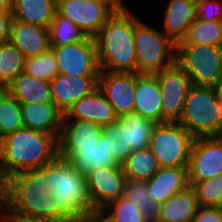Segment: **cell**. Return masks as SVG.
<instances>
[{
	"label": "cell",
	"mask_w": 222,
	"mask_h": 222,
	"mask_svg": "<svg viewBox=\"0 0 222 222\" xmlns=\"http://www.w3.org/2000/svg\"><path fill=\"white\" fill-rule=\"evenodd\" d=\"M4 195V182L0 178V197H3Z\"/></svg>",
	"instance_id": "cell-47"
},
{
	"label": "cell",
	"mask_w": 222,
	"mask_h": 222,
	"mask_svg": "<svg viewBox=\"0 0 222 222\" xmlns=\"http://www.w3.org/2000/svg\"><path fill=\"white\" fill-rule=\"evenodd\" d=\"M12 0H0V13H11Z\"/></svg>",
	"instance_id": "cell-42"
},
{
	"label": "cell",
	"mask_w": 222,
	"mask_h": 222,
	"mask_svg": "<svg viewBox=\"0 0 222 222\" xmlns=\"http://www.w3.org/2000/svg\"><path fill=\"white\" fill-rule=\"evenodd\" d=\"M101 212L110 222H145L147 221L139 210V205L130 202L128 198L120 197L110 202Z\"/></svg>",
	"instance_id": "cell-35"
},
{
	"label": "cell",
	"mask_w": 222,
	"mask_h": 222,
	"mask_svg": "<svg viewBox=\"0 0 222 222\" xmlns=\"http://www.w3.org/2000/svg\"><path fill=\"white\" fill-rule=\"evenodd\" d=\"M114 128V140H121L131 152L149 147L153 130L157 123L137 113L120 116L110 124Z\"/></svg>",
	"instance_id": "cell-18"
},
{
	"label": "cell",
	"mask_w": 222,
	"mask_h": 222,
	"mask_svg": "<svg viewBox=\"0 0 222 222\" xmlns=\"http://www.w3.org/2000/svg\"><path fill=\"white\" fill-rule=\"evenodd\" d=\"M9 222H59L47 219H33L23 216H4Z\"/></svg>",
	"instance_id": "cell-41"
},
{
	"label": "cell",
	"mask_w": 222,
	"mask_h": 222,
	"mask_svg": "<svg viewBox=\"0 0 222 222\" xmlns=\"http://www.w3.org/2000/svg\"><path fill=\"white\" fill-rule=\"evenodd\" d=\"M214 88L216 90L217 97L222 100V77L217 81Z\"/></svg>",
	"instance_id": "cell-44"
},
{
	"label": "cell",
	"mask_w": 222,
	"mask_h": 222,
	"mask_svg": "<svg viewBox=\"0 0 222 222\" xmlns=\"http://www.w3.org/2000/svg\"><path fill=\"white\" fill-rule=\"evenodd\" d=\"M25 128L60 136L64 113L53 103H21Z\"/></svg>",
	"instance_id": "cell-21"
},
{
	"label": "cell",
	"mask_w": 222,
	"mask_h": 222,
	"mask_svg": "<svg viewBox=\"0 0 222 222\" xmlns=\"http://www.w3.org/2000/svg\"><path fill=\"white\" fill-rule=\"evenodd\" d=\"M222 144V130L215 136Z\"/></svg>",
	"instance_id": "cell-48"
},
{
	"label": "cell",
	"mask_w": 222,
	"mask_h": 222,
	"mask_svg": "<svg viewBox=\"0 0 222 222\" xmlns=\"http://www.w3.org/2000/svg\"><path fill=\"white\" fill-rule=\"evenodd\" d=\"M0 222H9L4 216L0 218Z\"/></svg>",
	"instance_id": "cell-49"
},
{
	"label": "cell",
	"mask_w": 222,
	"mask_h": 222,
	"mask_svg": "<svg viewBox=\"0 0 222 222\" xmlns=\"http://www.w3.org/2000/svg\"><path fill=\"white\" fill-rule=\"evenodd\" d=\"M218 60L219 46L176 44L175 62L192 85L214 87L221 78Z\"/></svg>",
	"instance_id": "cell-9"
},
{
	"label": "cell",
	"mask_w": 222,
	"mask_h": 222,
	"mask_svg": "<svg viewBox=\"0 0 222 222\" xmlns=\"http://www.w3.org/2000/svg\"><path fill=\"white\" fill-rule=\"evenodd\" d=\"M161 100V89L157 77L154 74L135 72L134 113L160 124L162 123Z\"/></svg>",
	"instance_id": "cell-19"
},
{
	"label": "cell",
	"mask_w": 222,
	"mask_h": 222,
	"mask_svg": "<svg viewBox=\"0 0 222 222\" xmlns=\"http://www.w3.org/2000/svg\"><path fill=\"white\" fill-rule=\"evenodd\" d=\"M47 190L54 201V221L77 222L92 213L87 192L86 176L67 160L57 157L47 164Z\"/></svg>",
	"instance_id": "cell-4"
},
{
	"label": "cell",
	"mask_w": 222,
	"mask_h": 222,
	"mask_svg": "<svg viewBox=\"0 0 222 222\" xmlns=\"http://www.w3.org/2000/svg\"><path fill=\"white\" fill-rule=\"evenodd\" d=\"M188 166L159 168L149 179L148 194L159 206L189 186Z\"/></svg>",
	"instance_id": "cell-22"
},
{
	"label": "cell",
	"mask_w": 222,
	"mask_h": 222,
	"mask_svg": "<svg viewBox=\"0 0 222 222\" xmlns=\"http://www.w3.org/2000/svg\"><path fill=\"white\" fill-rule=\"evenodd\" d=\"M122 5V0H57V12L94 37Z\"/></svg>",
	"instance_id": "cell-10"
},
{
	"label": "cell",
	"mask_w": 222,
	"mask_h": 222,
	"mask_svg": "<svg viewBox=\"0 0 222 222\" xmlns=\"http://www.w3.org/2000/svg\"><path fill=\"white\" fill-rule=\"evenodd\" d=\"M47 164L16 173L4 182V215L54 221V201L47 190Z\"/></svg>",
	"instance_id": "cell-2"
},
{
	"label": "cell",
	"mask_w": 222,
	"mask_h": 222,
	"mask_svg": "<svg viewBox=\"0 0 222 222\" xmlns=\"http://www.w3.org/2000/svg\"><path fill=\"white\" fill-rule=\"evenodd\" d=\"M134 46L136 73L154 74L175 63L176 44L162 31L135 15Z\"/></svg>",
	"instance_id": "cell-6"
},
{
	"label": "cell",
	"mask_w": 222,
	"mask_h": 222,
	"mask_svg": "<svg viewBox=\"0 0 222 222\" xmlns=\"http://www.w3.org/2000/svg\"><path fill=\"white\" fill-rule=\"evenodd\" d=\"M198 208L196 193L189 185L160 205L156 222H192Z\"/></svg>",
	"instance_id": "cell-24"
},
{
	"label": "cell",
	"mask_w": 222,
	"mask_h": 222,
	"mask_svg": "<svg viewBox=\"0 0 222 222\" xmlns=\"http://www.w3.org/2000/svg\"><path fill=\"white\" fill-rule=\"evenodd\" d=\"M8 41L25 58L40 55L51 47L49 28L18 20H13Z\"/></svg>",
	"instance_id": "cell-20"
},
{
	"label": "cell",
	"mask_w": 222,
	"mask_h": 222,
	"mask_svg": "<svg viewBox=\"0 0 222 222\" xmlns=\"http://www.w3.org/2000/svg\"><path fill=\"white\" fill-rule=\"evenodd\" d=\"M162 96V123L177 122L192 83L185 71L175 62L168 68L154 73Z\"/></svg>",
	"instance_id": "cell-12"
},
{
	"label": "cell",
	"mask_w": 222,
	"mask_h": 222,
	"mask_svg": "<svg viewBox=\"0 0 222 222\" xmlns=\"http://www.w3.org/2000/svg\"><path fill=\"white\" fill-rule=\"evenodd\" d=\"M49 31L51 46L67 45L82 41L87 37L72 21L61 16L57 11Z\"/></svg>",
	"instance_id": "cell-34"
},
{
	"label": "cell",
	"mask_w": 222,
	"mask_h": 222,
	"mask_svg": "<svg viewBox=\"0 0 222 222\" xmlns=\"http://www.w3.org/2000/svg\"><path fill=\"white\" fill-rule=\"evenodd\" d=\"M192 222H222V208L199 206Z\"/></svg>",
	"instance_id": "cell-38"
},
{
	"label": "cell",
	"mask_w": 222,
	"mask_h": 222,
	"mask_svg": "<svg viewBox=\"0 0 222 222\" xmlns=\"http://www.w3.org/2000/svg\"><path fill=\"white\" fill-rule=\"evenodd\" d=\"M219 70L221 73V77H222V44L219 46Z\"/></svg>",
	"instance_id": "cell-45"
},
{
	"label": "cell",
	"mask_w": 222,
	"mask_h": 222,
	"mask_svg": "<svg viewBox=\"0 0 222 222\" xmlns=\"http://www.w3.org/2000/svg\"><path fill=\"white\" fill-rule=\"evenodd\" d=\"M187 173L190 186L222 174V144L216 137L194 139Z\"/></svg>",
	"instance_id": "cell-13"
},
{
	"label": "cell",
	"mask_w": 222,
	"mask_h": 222,
	"mask_svg": "<svg viewBox=\"0 0 222 222\" xmlns=\"http://www.w3.org/2000/svg\"><path fill=\"white\" fill-rule=\"evenodd\" d=\"M25 56L9 41L0 43V88L6 87L24 70Z\"/></svg>",
	"instance_id": "cell-31"
},
{
	"label": "cell",
	"mask_w": 222,
	"mask_h": 222,
	"mask_svg": "<svg viewBox=\"0 0 222 222\" xmlns=\"http://www.w3.org/2000/svg\"><path fill=\"white\" fill-rule=\"evenodd\" d=\"M99 76L58 74L50 81L53 103L65 114L82 97L98 87Z\"/></svg>",
	"instance_id": "cell-16"
},
{
	"label": "cell",
	"mask_w": 222,
	"mask_h": 222,
	"mask_svg": "<svg viewBox=\"0 0 222 222\" xmlns=\"http://www.w3.org/2000/svg\"><path fill=\"white\" fill-rule=\"evenodd\" d=\"M98 87L118 117L134 113L135 72L101 71Z\"/></svg>",
	"instance_id": "cell-15"
},
{
	"label": "cell",
	"mask_w": 222,
	"mask_h": 222,
	"mask_svg": "<svg viewBox=\"0 0 222 222\" xmlns=\"http://www.w3.org/2000/svg\"><path fill=\"white\" fill-rule=\"evenodd\" d=\"M127 180L147 181L158 170L159 163L149 147L132 151L121 164Z\"/></svg>",
	"instance_id": "cell-28"
},
{
	"label": "cell",
	"mask_w": 222,
	"mask_h": 222,
	"mask_svg": "<svg viewBox=\"0 0 222 222\" xmlns=\"http://www.w3.org/2000/svg\"><path fill=\"white\" fill-rule=\"evenodd\" d=\"M217 114L220 122V131L222 130V100L217 99Z\"/></svg>",
	"instance_id": "cell-43"
},
{
	"label": "cell",
	"mask_w": 222,
	"mask_h": 222,
	"mask_svg": "<svg viewBox=\"0 0 222 222\" xmlns=\"http://www.w3.org/2000/svg\"><path fill=\"white\" fill-rule=\"evenodd\" d=\"M71 121V122H70ZM102 135V127L80 119H63L58 147L94 146Z\"/></svg>",
	"instance_id": "cell-25"
},
{
	"label": "cell",
	"mask_w": 222,
	"mask_h": 222,
	"mask_svg": "<svg viewBox=\"0 0 222 222\" xmlns=\"http://www.w3.org/2000/svg\"><path fill=\"white\" fill-rule=\"evenodd\" d=\"M23 127L21 103L2 89L0 91V140Z\"/></svg>",
	"instance_id": "cell-32"
},
{
	"label": "cell",
	"mask_w": 222,
	"mask_h": 222,
	"mask_svg": "<svg viewBox=\"0 0 222 222\" xmlns=\"http://www.w3.org/2000/svg\"><path fill=\"white\" fill-rule=\"evenodd\" d=\"M192 188L196 193L199 206L222 208V174L196 182Z\"/></svg>",
	"instance_id": "cell-36"
},
{
	"label": "cell",
	"mask_w": 222,
	"mask_h": 222,
	"mask_svg": "<svg viewBox=\"0 0 222 222\" xmlns=\"http://www.w3.org/2000/svg\"><path fill=\"white\" fill-rule=\"evenodd\" d=\"M217 93L212 86L192 85L177 121L194 137H215L220 132Z\"/></svg>",
	"instance_id": "cell-7"
},
{
	"label": "cell",
	"mask_w": 222,
	"mask_h": 222,
	"mask_svg": "<svg viewBox=\"0 0 222 222\" xmlns=\"http://www.w3.org/2000/svg\"><path fill=\"white\" fill-rule=\"evenodd\" d=\"M58 157V139L42 131L21 128L0 140V178L42 167Z\"/></svg>",
	"instance_id": "cell-1"
},
{
	"label": "cell",
	"mask_w": 222,
	"mask_h": 222,
	"mask_svg": "<svg viewBox=\"0 0 222 222\" xmlns=\"http://www.w3.org/2000/svg\"><path fill=\"white\" fill-rule=\"evenodd\" d=\"M77 222H110L101 211L87 213L80 217Z\"/></svg>",
	"instance_id": "cell-40"
},
{
	"label": "cell",
	"mask_w": 222,
	"mask_h": 222,
	"mask_svg": "<svg viewBox=\"0 0 222 222\" xmlns=\"http://www.w3.org/2000/svg\"><path fill=\"white\" fill-rule=\"evenodd\" d=\"M23 73L50 82L59 74L53 49L50 47L40 55L25 58Z\"/></svg>",
	"instance_id": "cell-33"
},
{
	"label": "cell",
	"mask_w": 222,
	"mask_h": 222,
	"mask_svg": "<svg viewBox=\"0 0 222 222\" xmlns=\"http://www.w3.org/2000/svg\"><path fill=\"white\" fill-rule=\"evenodd\" d=\"M164 10L161 31L176 44L182 41L188 27L197 18L195 0H168Z\"/></svg>",
	"instance_id": "cell-23"
},
{
	"label": "cell",
	"mask_w": 222,
	"mask_h": 222,
	"mask_svg": "<svg viewBox=\"0 0 222 222\" xmlns=\"http://www.w3.org/2000/svg\"><path fill=\"white\" fill-rule=\"evenodd\" d=\"M196 17L222 22V0H195Z\"/></svg>",
	"instance_id": "cell-37"
},
{
	"label": "cell",
	"mask_w": 222,
	"mask_h": 222,
	"mask_svg": "<svg viewBox=\"0 0 222 222\" xmlns=\"http://www.w3.org/2000/svg\"><path fill=\"white\" fill-rule=\"evenodd\" d=\"M56 56L59 73L74 76H99L96 44L93 37L62 46H51Z\"/></svg>",
	"instance_id": "cell-11"
},
{
	"label": "cell",
	"mask_w": 222,
	"mask_h": 222,
	"mask_svg": "<svg viewBox=\"0 0 222 222\" xmlns=\"http://www.w3.org/2000/svg\"><path fill=\"white\" fill-rule=\"evenodd\" d=\"M5 90L20 103L53 102L50 82L25 73L19 74Z\"/></svg>",
	"instance_id": "cell-27"
},
{
	"label": "cell",
	"mask_w": 222,
	"mask_h": 222,
	"mask_svg": "<svg viewBox=\"0 0 222 222\" xmlns=\"http://www.w3.org/2000/svg\"><path fill=\"white\" fill-rule=\"evenodd\" d=\"M114 128L102 127V135L94 146L58 147V157L67 160L73 167L86 176L94 169L121 166L131 153L121 140H114Z\"/></svg>",
	"instance_id": "cell-5"
},
{
	"label": "cell",
	"mask_w": 222,
	"mask_h": 222,
	"mask_svg": "<svg viewBox=\"0 0 222 222\" xmlns=\"http://www.w3.org/2000/svg\"><path fill=\"white\" fill-rule=\"evenodd\" d=\"M121 166L94 169L86 175L87 192L93 211H101L122 196L126 181Z\"/></svg>",
	"instance_id": "cell-14"
},
{
	"label": "cell",
	"mask_w": 222,
	"mask_h": 222,
	"mask_svg": "<svg viewBox=\"0 0 222 222\" xmlns=\"http://www.w3.org/2000/svg\"><path fill=\"white\" fill-rule=\"evenodd\" d=\"M194 137L178 122L157 124L149 148L160 168L188 166Z\"/></svg>",
	"instance_id": "cell-8"
},
{
	"label": "cell",
	"mask_w": 222,
	"mask_h": 222,
	"mask_svg": "<svg viewBox=\"0 0 222 222\" xmlns=\"http://www.w3.org/2000/svg\"><path fill=\"white\" fill-rule=\"evenodd\" d=\"M118 118L99 87L76 101L63 116V119L91 121L101 127L110 125Z\"/></svg>",
	"instance_id": "cell-17"
},
{
	"label": "cell",
	"mask_w": 222,
	"mask_h": 222,
	"mask_svg": "<svg viewBox=\"0 0 222 222\" xmlns=\"http://www.w3.org/2000/svg\"><path fill=\"white\" fill-rule=\"evenodd\" d=\"M121 197L139 205V210L147 221L156 222L160 206L150 198L147 181L126 180Z\"/></svg>",
	"instance_id": "cell-30"
},
{
	"label": "cell",
	"mask_w": 222,
	"mask_h": 222,
	"mask_svg": "<svg viewBox=\"0 0 222 222\" xmlns=\"http://www.w3.org/2000/svg\"><path fill=\"white\" fill-rule=\"evenodd\" d=\"M4 215V198L0 197V218Z\"/></svg>",
	"instance_id": "cell-46"
},
{
	"label": "cell",
	"mask_w": 222,
	"mask_h": 222,
	"mask_svg": "<svg viewBox=\"0 0 222 222\" xmlns=\"http://www.w3.org/2000/svg\"><path fill=\"white\" fill-rule=\"evenodd\" d=\"M124 4L93 37L101 71L136 72L135 14Z\"/></svg>",
	"instance_id": "cell-3"
},
{
	"label": "cell",
	"mask_w": 222,
	"mask_h": 222,
	"mask_svg": "<svg viewBox=\"0 0 222 222\" xmlns=\"http://www.w3.org/2000/svg\"><path fill=\"white\" fill-rule=\"evenodd\" d=\"M57 11V0H12L14 20L49 28Z\"/></svg>",
	"instance_id": "cell-26"
},
{
	"label": "cell",
	"mask_w": 222,
	"mask_h": 222,
	"mask_svg": "<svg viewBox=\"0 0 222 222\" xmlns=\"http://www.w3.org/2000/svg\"><path fill=\"white\" fill-rule=\"evenodd\" d=\"M13 20L12 13H0V43L9 40Z\"/></svg>",
	"instance_id": "cell-39"
},
{
	"label": "cell",
	"mask_w": 222,
	"mask_h": 222,
	"mask_svg": "<svg viewBox=\"0 0 222 222\" xmlns=\"http://www.w3.org/2000/svg\"><path fill=\"white\" fill-rule=\"evenodd\" d=\"M176 44L220 46L222 44V22L196 18L188 27L186 36Z\"/></svg>",
	"instance_id": "cell-29"
}]
</instances>
